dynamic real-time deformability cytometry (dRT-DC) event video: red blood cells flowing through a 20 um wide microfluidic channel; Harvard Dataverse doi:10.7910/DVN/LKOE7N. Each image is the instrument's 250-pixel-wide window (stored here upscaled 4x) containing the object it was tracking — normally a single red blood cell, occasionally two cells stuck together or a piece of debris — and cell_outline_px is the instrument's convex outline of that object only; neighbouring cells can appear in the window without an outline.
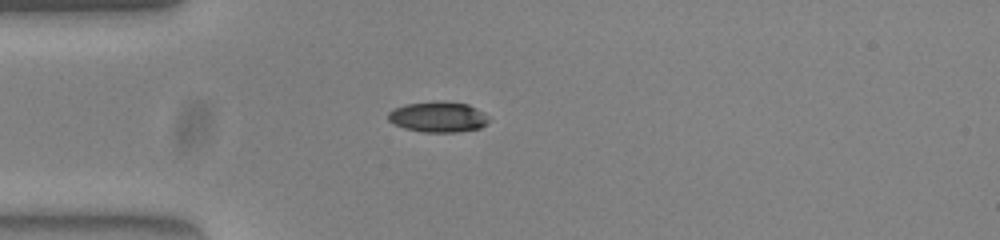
{"species": "common noctule bat (a hibernating species)", "species_latin": "Nyctalus noctula", "temperature_condition": "warm", "stored_images_in_passage": 39, "camera_frame_rate_fps": 3000, "um_per_image_px": 0.085, "animal": {"sex": "female", "body_mass_g": 23.0, "forearm_length_mm": 53.4}, "frame": {"image": 1, "passage_image": 1, "time_ms": 0.0, "image_size_px": [1000, 240], "cell_outline_px": [[488, 120], [480, 128], [456, 132], [424, 132], [404, 128], [388, 120], [388, 112], [404, 104], [436, 100], [444, 100], [468, 104], [484, 112]], "centroid_in_image_um": [37.23, 9.91], "position_along_channel_um": 47.8, "area_um2": 17.98}}
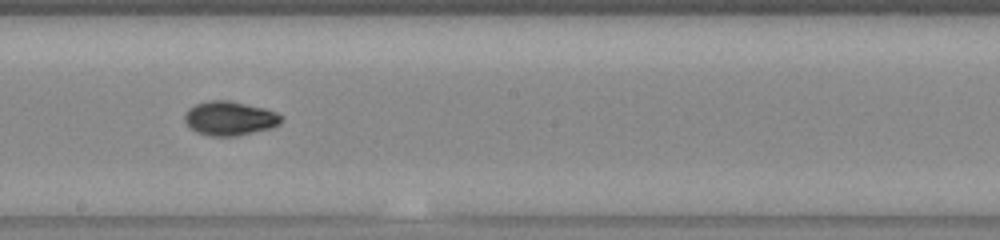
{"frame": {"image": 2, "passage_image": 16, "time_ms": 5.0, "image_size_px": [1000, 240], "cell_outline_px": [[284, 116], [280, 124], [272, 128], [236, 136], [212, 136], [196, 132], [184, 120], [184, 112], [188, 108], [196, 104], [208, 100], [228, 100], [264, 108], [276, 112]], "centroid_in_image_um": [19.54, 10.05], "position_along_channel_um": 228.7, "area_um2": 19.31}}
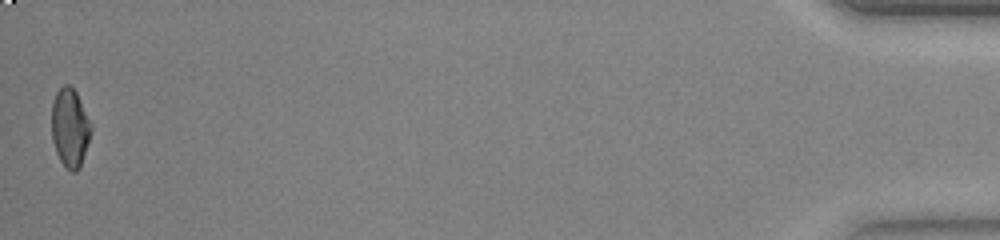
{"frame": {"image": 3, "passage_image": 39, "time_ms": 12.667, "image_size_px": [1000, 240], "cell_outline_px": [[92, 128], [80, 168], [76, 172], [72, 172], [60, 160], [56, 152], [52, 140], [52, 100], [56, 92], [64, 84], [68, 84], [76, 92], [92, 124]], "centroid_in_image_um": [5.94, 10.84], "position_along_channel_um": 429.3, "area_um2": 17.98}, "authors_computed_cell_mechanics": {"area_um2": 18.3804, "velocity_mm_per_s": 3.9003, "shape_relaxation_time_tau1_ms": 8.8076, "shape_relaxation_time_tau2_ms": 2.2234, "deformation_change_tau1": 0.2513, "deformation_change_tau2": 0.0372}}